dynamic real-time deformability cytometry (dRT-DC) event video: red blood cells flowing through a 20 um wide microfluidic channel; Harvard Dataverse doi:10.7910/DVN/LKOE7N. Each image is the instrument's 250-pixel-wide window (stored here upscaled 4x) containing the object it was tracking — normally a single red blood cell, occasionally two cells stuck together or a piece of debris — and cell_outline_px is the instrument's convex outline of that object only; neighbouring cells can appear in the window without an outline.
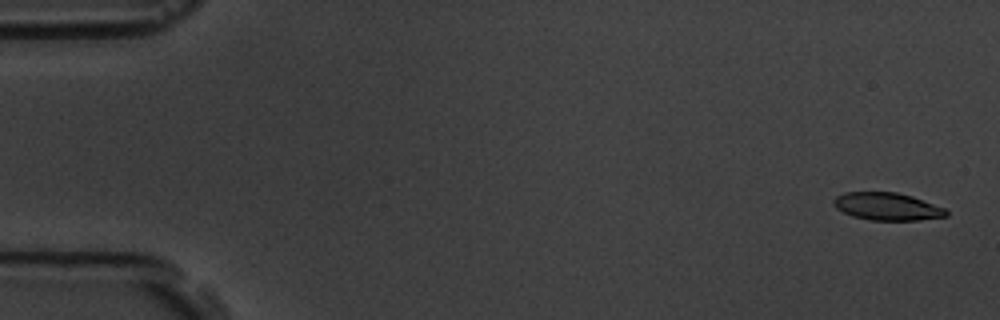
{"species": "common noctule bat (a hibernating species)", "species_latin": "Nyctalus noctula", "temperature_condition": "room temperature", "stored_images_in_passage": 7, "camera_frame_rate_fps": 3000, "um_per_image_px": 0.085, "animal": {"sex": "male", "body_mass_g": 19.5, "forearm_length_mm": 54.6}, "frame": {"image": 1, "passage_image": 1, "time_ms": 0.0, "image_size_px": [1000, 320], "cell_outline_px": [[948, 216], [920, 220], [872, 220], [852, 216], [836, 208], [832, 204], [832, 200], [836, 196], [844, 192], [896, 192], [912, 196], [944, 208], [948, 212]], "centroid_in_image_um": [75.38, 17.55], "position_along_channel_um": 9.6, "area_um2": 18.09}}
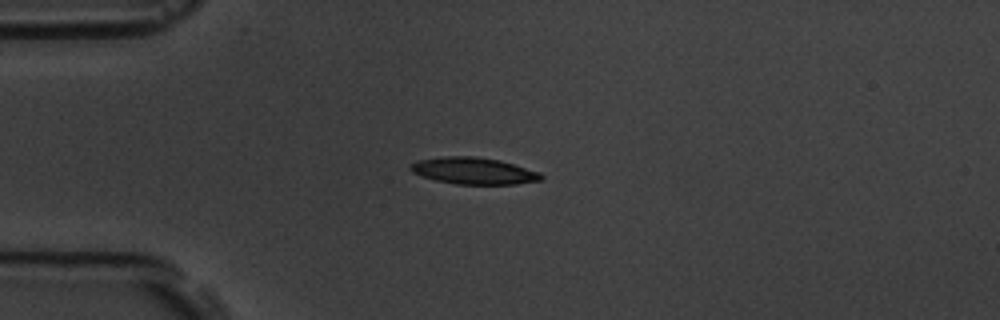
{"frame": {"image": 2, "passage_image": 5, "time_ms": 4.333, "image_size_px": [1000, 320], "cell_outline_px": [[544, 176], [540, 180], [516, 184], [456, 184], [436, 180], [420, 176], [412, 172], [408, 168], [416, 160], [444, 156], [476, 156], [500, 160], [540, 172]], "centroid_in_image_um": [40.23, 14.51], "position_along_channel_um": 44.8, "area_um2": 20.4}}
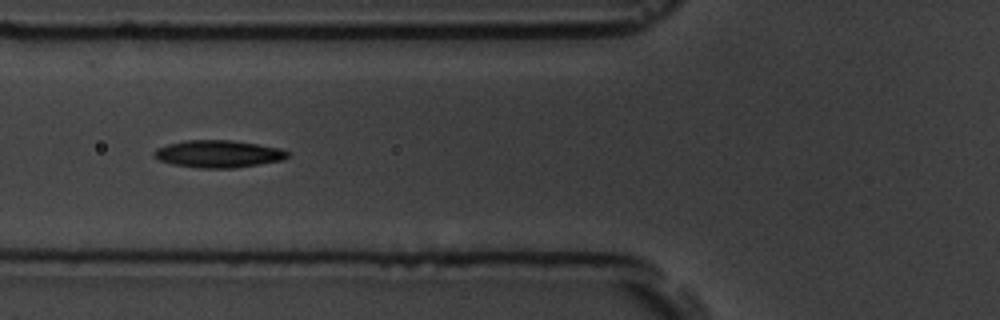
{"frame": {"image": 3, "passage_image": 7, "time_ms": 6.667, "image_size_px": [1000, 320], "cell_outline_px": [[288, 156], [284, 160], [260, 164], [232, 168], [200, 168], [172, 164], [160, 160], [152, 156], [152, 152], [156, 148], [168, 144], [184, 140], [232, 140], [280, 148], [288, 152]], "centroid_in_image_um": [18.53, 13.08], "position_along_channel_um": 107.3, "area_um2": 21.27}}